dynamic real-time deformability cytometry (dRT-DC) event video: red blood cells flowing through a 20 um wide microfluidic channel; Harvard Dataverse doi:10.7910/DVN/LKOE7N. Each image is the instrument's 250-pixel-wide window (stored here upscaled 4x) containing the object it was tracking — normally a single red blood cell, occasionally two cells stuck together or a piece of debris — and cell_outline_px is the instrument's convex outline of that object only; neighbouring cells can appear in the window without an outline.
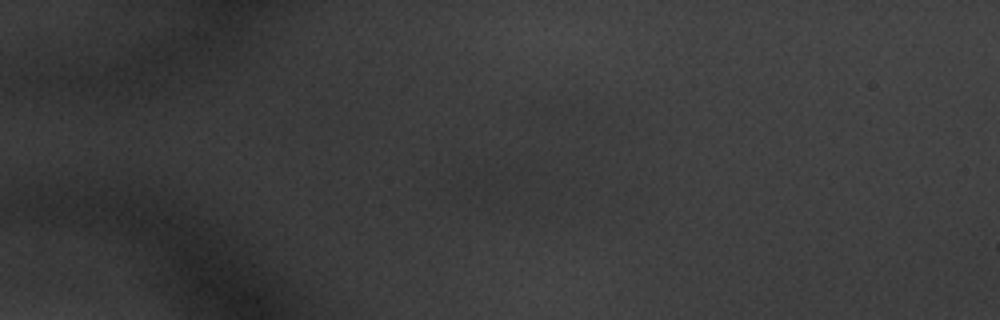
{"species": "common noctule bat (a hibernating species)", "species_latin": "Nyctalus noctula", "temperature_condition": "warm", "stored_images_in_passage": 2, "camera_frame_rate_fps": 3000, "um_per_image_px": 0.085, "animal": {"sex": "male", "body_mass_g": 20.1, "forearm_length_mm": 53.5}, "frame": {"image": 1, "passage_image": 1, "time_ms": 0.0, "image_size_px": [1000, 320], "cell_outline_px": [[512, 196], [504, 212], [452, 204], [436, 200], [452, 184], [464, 176], [472, 172], [492, 176], [500, 180]], "centroid_in_image_um": [40.62, 16.39], "position_along_channel_um": 44.4, "area_um2": 13.7}}